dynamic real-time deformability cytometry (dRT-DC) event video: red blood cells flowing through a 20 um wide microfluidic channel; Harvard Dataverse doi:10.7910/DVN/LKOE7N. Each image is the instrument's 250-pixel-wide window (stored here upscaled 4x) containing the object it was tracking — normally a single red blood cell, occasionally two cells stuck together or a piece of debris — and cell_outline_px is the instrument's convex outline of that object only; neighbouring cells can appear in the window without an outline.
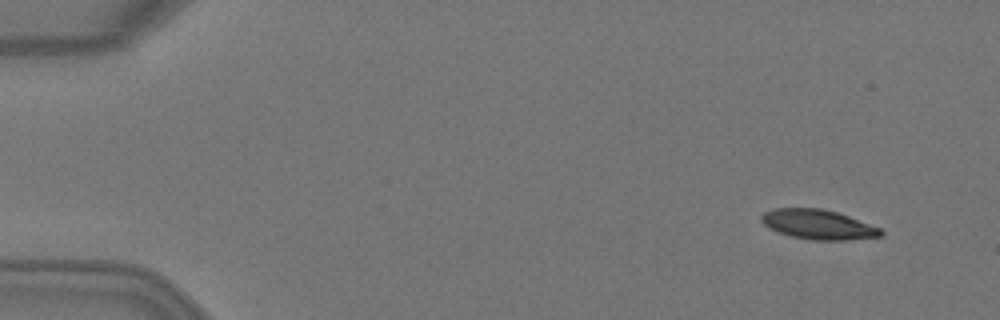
{"species": "Egyptian fruit bat (a non-hibernating species)", "species_latin": "Rousettus aegyptiacus", "temperature_condition": "warm", "stored_images_in_passage": 5, "camera_frame_rate_fps": 3000, "um_per_image_px": 0.085, "animal": {"sex": "female"}, "frame": {"image": 1, "passage_image": 2, "time_ms": 0.333, "image_size_px": [1000, 320], "cell_outline_px": [[884, 236], [844, 240], [812, 240], [792, 236], [776, 232], [768, 228], [760, 220], [760, 216], [764, 212], [772, 208], [824, 208], [848, 216], [880, 228], [884, 232]], "centroid_in_image_um": [69.51, 19.08], "position_along_channel_um": 15.5, "area_um2": 20.75}}
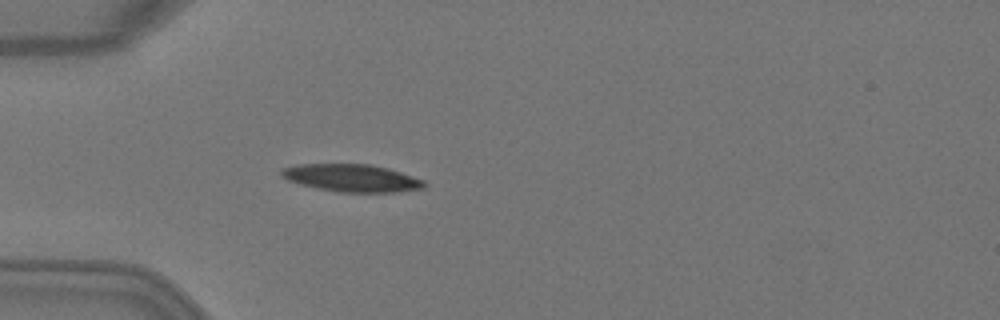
{"frame": {"image": 2, "passage_image": 5, "time_ms": 1.333, "image_size_px": [1000, 320], "cell_outline_px": [[428, 184], [424, 188], [400, 192], [340, 192], [316, 188], [300, 184], [288, 180], [280, 176], [280, 168], [296, 164], [372, 164], [388, 168], [424, 180]], "centroid_in_image_um": [29.89, 15.13], "position_along_channel_um": 55.1, "area_um2": 23.12}}